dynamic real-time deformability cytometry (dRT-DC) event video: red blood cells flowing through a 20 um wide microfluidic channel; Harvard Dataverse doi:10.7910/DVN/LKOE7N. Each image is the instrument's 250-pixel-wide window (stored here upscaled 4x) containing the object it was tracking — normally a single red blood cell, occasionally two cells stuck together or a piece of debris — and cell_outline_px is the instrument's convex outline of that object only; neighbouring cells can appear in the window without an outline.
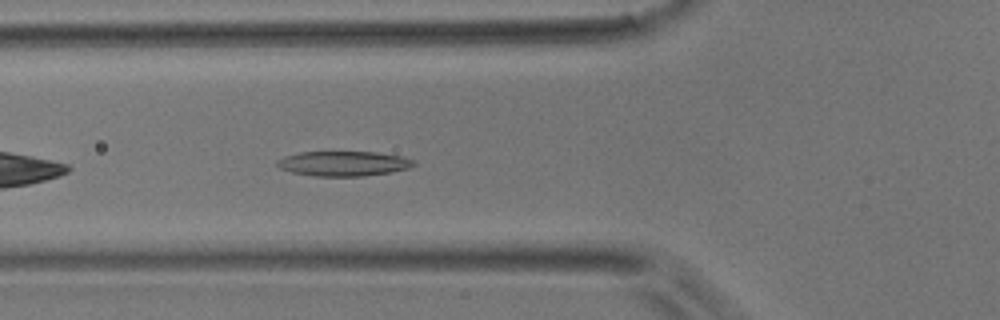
{"species": "common noctule bat (a hibernating species)", "species_latin": "Nyctalus noctula", "temperature_condition": "room temperature", "stored_images_in_passage": 33, "camera_frame_rate_fps": 3000, "um_per_image_px": 0.085, "animal": {"sex": "male", "body_mass_g": 17.9}, "frame": {"image": 1, "passage_image": 5, "time_ms": 1.333, "image_size_px": [1000, 320], "cell_outline_px": [[416, 164], [408, 168], [392, 172], [364, 176], [312, 176], [292, 172], [280, 168], [276, 164], [276, 160], [284, 156], [300, 152], [376, 152], [404, 156], [416, 160]], "centroid_in_image_um": [29.23, 13.9], "position_along_channel_um": 96.6, "area_um2": 20.0}}
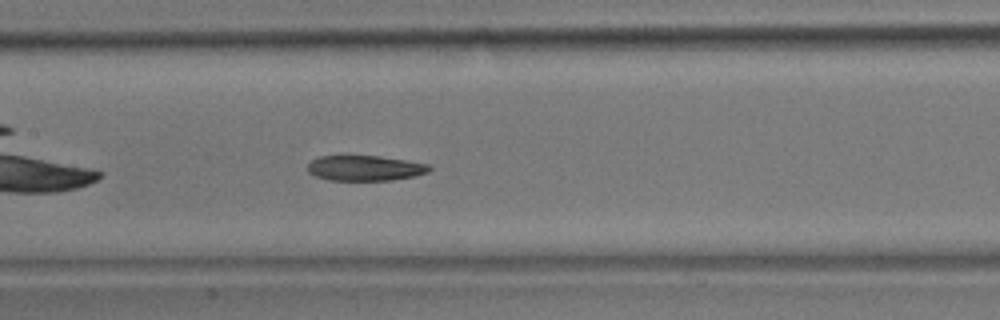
{"frame": {"image": 2, "passage_image": 11, "time_ms": 3.333, "image_size_px": [1000, 320], "cell_outline_px": [[432, 168], [428, 172], [416, 176], [392, 180], [328, 180], [316, 176], [308, 172], [308, 164], [312, 160], [320, 156], [340, 152], [348, 152], [380, 156], [408, 160], [428, 164]], "centroid_in_image_um": [30.98, 14.23], "position_along_channel_um": 176.4, "area_um2": 18.96}}
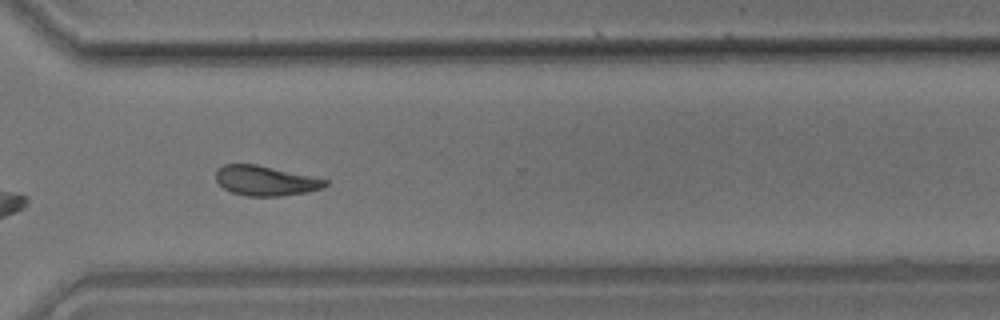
{"frame": {"image": 3, "passage_image": 24, "time_ms": 7.667, "image_size_px": [1000, 320], "cell_outline_px": [[328, 184], [320, 188], [304, 192], [280, 196], [248, 196], [232, 192], [224, 188], [216, 180], [216, 172], [224, 164], [256, 164], [328, 180]], "centroid_in_image_um": [22.54, 15.36], "position_along_channel_um": 348.1, "area_um2": 18.61}, "authors_computed_cell_mechanics": {"area_um2": 18.9006, "velocity_mm_per_s": 3.9645, "shape_relaxation_time_tau1_ms": 5.3277, "shape_relaxation_time_tau2_ms": 4.194, "deformation_change_tau1": 0.14, "deformation_change_tau2": 0.1198}}